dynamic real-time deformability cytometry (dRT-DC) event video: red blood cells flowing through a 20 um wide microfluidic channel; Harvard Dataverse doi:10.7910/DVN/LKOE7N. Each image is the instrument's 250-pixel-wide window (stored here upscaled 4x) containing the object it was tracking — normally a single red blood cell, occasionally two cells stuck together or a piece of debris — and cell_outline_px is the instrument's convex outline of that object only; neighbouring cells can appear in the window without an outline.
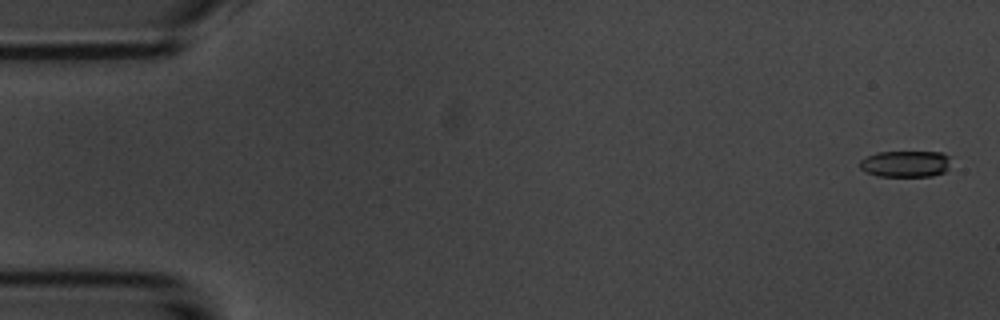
{"species": "common noctule bat (a hibernating species)", "species_latin": "Nyctalus noctula", "temperature_condition": "room temperature", "stored_images_in_passage": 5, "camera_frame_rate_fps": 3000, "um_per_image_px": 0.085, "animal": {"sex": "male", "body_mass_g": 20.1, "forearm_length_mm": 53.5}, "frame": {"image": 1, "passage_image": 1, "time_ms": 0.0, "image_size_px": [1000, 320], "cell_outline_px": [[952, 156], [948, 168], [944, 172], [932, 176], [876, 176], [864, 172], [860, 168], [860, 160], [876, 152], [940, 152]], "centroid_in_image_um": [76.98, 13.93], "position_along_channel_um": 8.0, "area_um2": 14.22}}
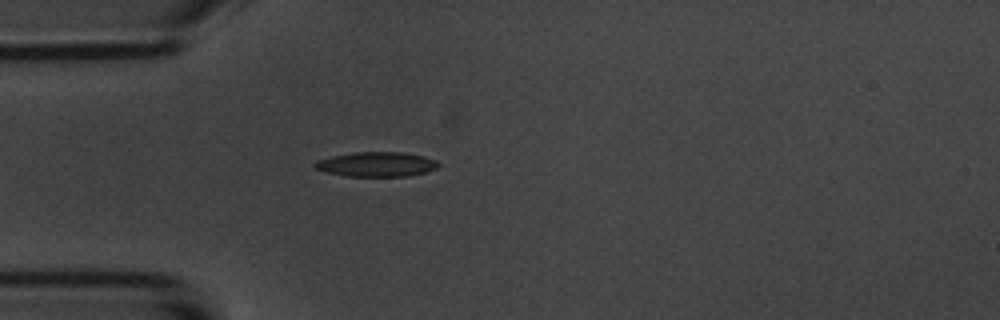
{"frame": {"image": 2, "passage_image": 5, "time_ms": 4.667, "image_size_px": [1000, 320], "cell_outline_px": [[440, 164], [436, 168], [424, 172], [408, 176], [344, 176], [328, 172], [316, 168], [312, 164], [316, 160], [332, 156], [352, 152], [400, 152], [424, 156], [436, 160]], "centroid_in_image_um": [31.98, 13.96], "position_along_channel_um": 53.0, "area_um2": 17.69}}